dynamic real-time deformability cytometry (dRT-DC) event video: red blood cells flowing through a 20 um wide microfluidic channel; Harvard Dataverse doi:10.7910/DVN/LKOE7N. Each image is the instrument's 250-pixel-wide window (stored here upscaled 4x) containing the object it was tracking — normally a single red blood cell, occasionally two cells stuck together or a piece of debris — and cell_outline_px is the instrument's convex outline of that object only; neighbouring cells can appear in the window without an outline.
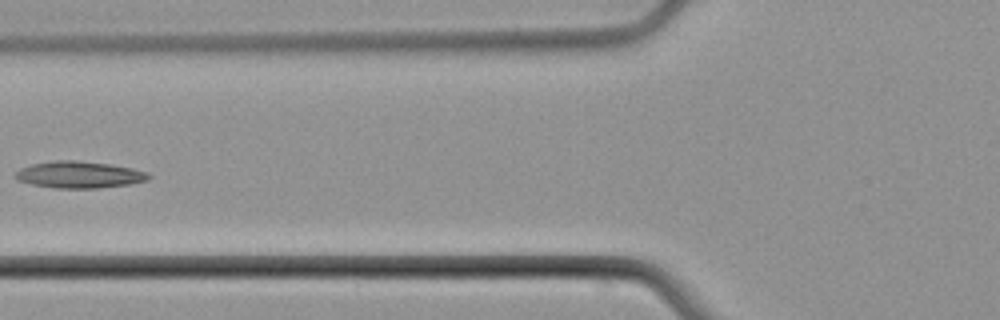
{"species": "common noctule bat (a hibernating species)", "species_latin": "Nyctalus noctula", "temperature_condition": "cold", "stored_images_in_passage": 6, "camera_frame_rate_fps": 3000, "um_per_image_px": 0.085, "animal": {"sex": "male", "body_mass_g": 21.5, "forearm_length_mm": 52.0}, "frame": {"image": 1, "passage_image": 6, "time_ms": 6.0, "image_size_px": [1000, 320], "cell_outline_px": [[152, 176], [148, 180], [128, 184], [96, 188], [56, 188], [32, 184], [16, 180], [12, 176], [20, 168], [32, 164], [56, 160], [76, 160], [108, 164], [132, 168], [148, 172]], "centroid_in_image_um": [6.71, 14.84], "position_along_channel_um": 119.1, "area_um2": 20.75}}